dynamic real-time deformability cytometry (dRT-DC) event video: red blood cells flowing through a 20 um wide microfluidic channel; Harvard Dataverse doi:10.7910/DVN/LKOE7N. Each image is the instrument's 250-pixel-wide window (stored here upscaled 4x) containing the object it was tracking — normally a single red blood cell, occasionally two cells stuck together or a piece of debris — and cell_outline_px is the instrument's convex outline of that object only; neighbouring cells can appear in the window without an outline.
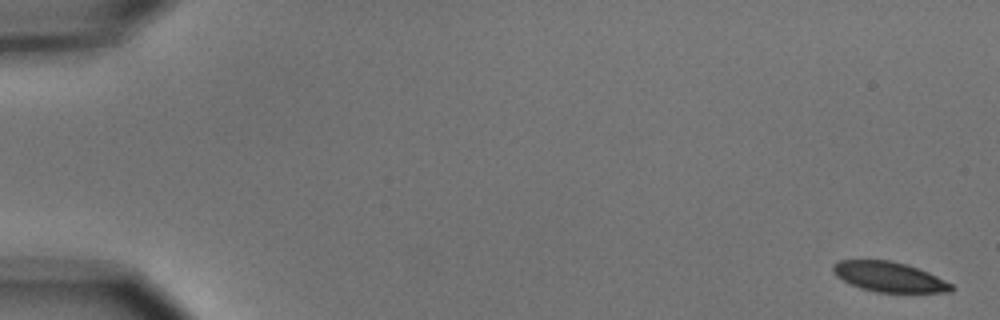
{"species": "common noctule bat (a hibernating species)", "species_latin": "Nyctalus noctula", "temperature_condition": "cold", "stored_images_in_passage": 6, "camera_frame_rate_fps": 3000, "um_per_image_px": 0.085, "animal": {"sex": "male", "body_mass_g": 15.6}, "frame": {"image": 1, "passage_image": 1, "time_ms": 0.0, "image_size_px": [1000, 320], "cell_outline_px": [[952, 292], [876, 292], [860, 288], [836, 276], [832, 272], [832, 264], [840, 260], [888, 260], [904, 264], [928, 272], [952, 284]], "centroid_in_image_um": [75.54, 23.53], "position_along_channel_um": 9.5, "area_um2": 20.4}}
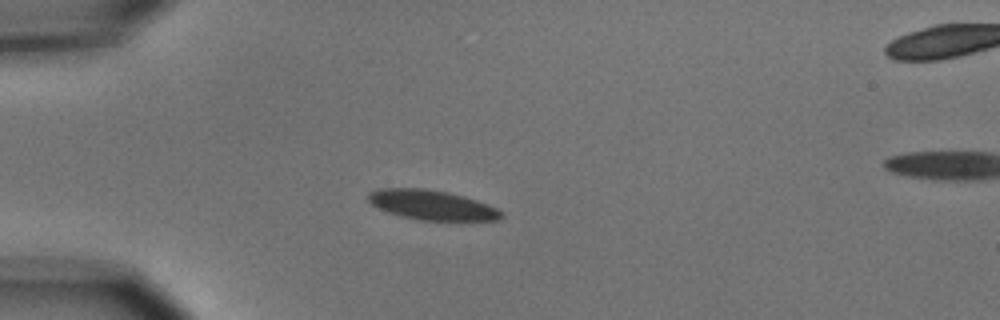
{"frame": {"image": 2, "passage_image": 5, "time_ms": 4.667, "image_size_px": [1000, 320], "cell_outline_px": [[504, 216], [500, 220], [420, 220], [400, 216], [388, 212], [372, 204], [368, 200], [368, 192], [376, 188], [424, 188], [448, 192], [464, 196], [488, 204], [504, 212]], "centroid_in_image_um": [36.71, 17.42], "position_along_channel_um": 48.3, "area_um2": 23.12}}